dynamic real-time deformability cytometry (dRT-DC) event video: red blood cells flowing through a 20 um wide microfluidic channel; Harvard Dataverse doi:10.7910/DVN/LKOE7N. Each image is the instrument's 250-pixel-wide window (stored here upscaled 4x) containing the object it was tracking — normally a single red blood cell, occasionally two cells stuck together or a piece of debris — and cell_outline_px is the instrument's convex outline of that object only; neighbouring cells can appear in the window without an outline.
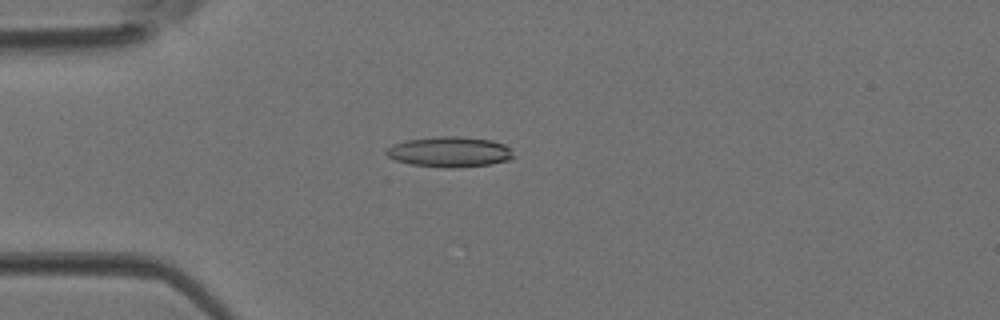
{"species": "Egyptian fruit bat (a non-hibernating species)", "species_latin": "Rousettus aegyptiacus", "temperature_condition": "room temperature", "stored_images_in_passage": 1, "camera_frame_rate_fps": 3000, "um_per_image_px": 0.085, "animal": {"sex": "female"}, "frame": {"image": 1, "passage_image": 1, "time_ms": 0.0, "image_size_px": [1000, 320], "cell_outline_px": [[516, 156], [508, 160], [492, 164], [452, 168], [444, 168], [412, 164], [396, 160], [388, 156], [384, 152], [392, 144], [404, 140], [440, 136], [460, 136], [492, 140], [504, 144], [512, 148]], "centroid_in_image_um": [38.26, 12.9], "position_along_channel_um": 46.7, "area_um2": 22.77}}